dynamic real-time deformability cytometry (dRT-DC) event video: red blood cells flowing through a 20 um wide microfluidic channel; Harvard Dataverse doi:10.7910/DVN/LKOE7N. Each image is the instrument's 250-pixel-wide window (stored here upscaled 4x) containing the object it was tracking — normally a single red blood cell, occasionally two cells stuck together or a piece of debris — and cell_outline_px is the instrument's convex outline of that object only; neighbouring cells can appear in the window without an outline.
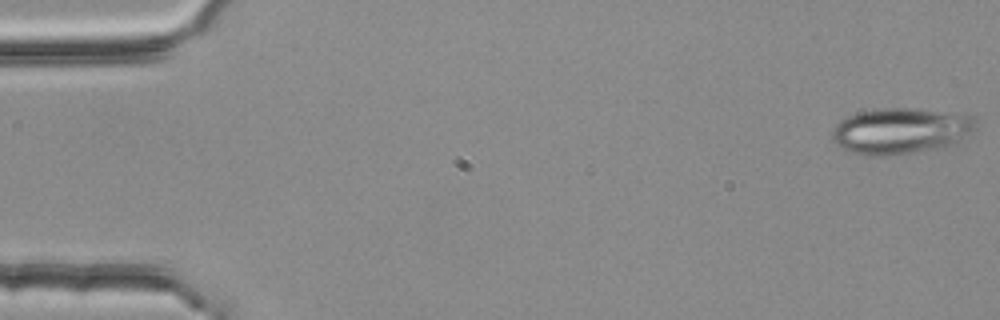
{"species": "common noctule bat (a hibernating species)", "species_latin": "Nyctalus noctula", "temperature_condition": "room temperature", "stored_images_in_passage": 54, "camera_frame_rate_fps": 3000, "um_per_image_px": 0.085, "animal": {"sex": "female", "body_mass_g": 25.1}, "frame": {"image": 1, "passage_image": 1, "time_ms": 0.0, "image_size_px": [1000, 320], "cell_outline_px": [[980, 124], [972, 132], [956, 144], [948, 148], [888, 156], [864, 156], [848, 152], [840, 148], [832, 140], [832, 132], [836, 124], [840, 120], [848, 116], [860, 112], [884, 108], [916, 108], [964, 112], [976, 116]], "centroid_in_image_um": [76.67, 11.13], "position_along_channel_um": 8.3, "area_um2": 40.06}}
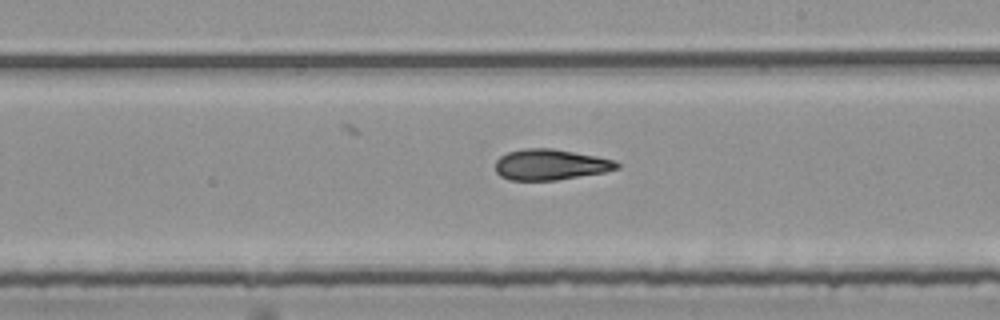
{"frame": {"image": 2, "passage_image": 31, "time_ms": 10.0, "image_size_px": [1000, 320], "cell_outline_px": [[620, 168], [604, 172], [556, 180], [508, 180], [500, 176], [496, 172], [496, 160], [500, 156], [508, 152], [524, 148], [552, 148], [596, 156], [612, 160], [620, 164]], "centroid_in_image_um": [46.76, 13.99], "position_along_channel_um": 242.2, "area_um2": 21.73}}
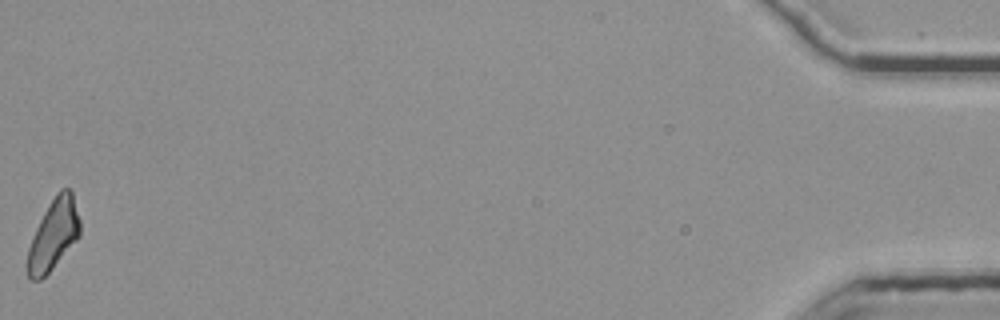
{"frame": {"image": 3, "passage_image": 54, "time_ms": 17.667, "image_size_px": [1000, 320], "cell_outline_px": [[80, 236], [52, 268], [40, 280], [32, 280], [28, 276], [28, 248], [32, 236], [44, 212], [56, 192], [60, 188], [68, 188], [72, 192], [80, 220]], "centroid_in_image_um": [4.56, 19.91], "position_along_channel_um": 430.6, "area_um2": 21.27}, "authors_computed_cell_mechanics": {"area_um2": 22.1085, "velocity_mm_per_s": 3.8012, "shape_relaxation_time_tau1_ms": 8.4485, "shape_relaxation_time_tau2_ms": 4.7554, "deformation_change_tau1": 0.2104, "deformation_change_tau2": 0.152}}